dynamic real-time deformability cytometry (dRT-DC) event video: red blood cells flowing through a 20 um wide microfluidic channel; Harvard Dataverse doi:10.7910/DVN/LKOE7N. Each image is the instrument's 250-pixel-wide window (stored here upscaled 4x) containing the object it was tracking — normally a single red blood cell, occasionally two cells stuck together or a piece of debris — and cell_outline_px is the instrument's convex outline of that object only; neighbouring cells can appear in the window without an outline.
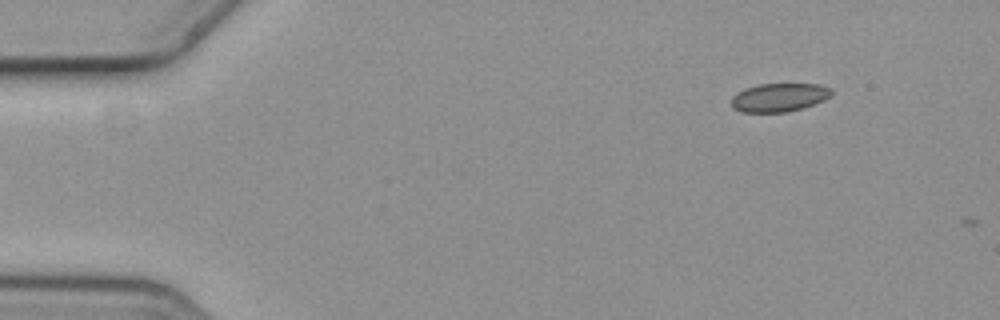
{"species": "common noctule bat (a hibernating species)", "species_latin": "Nyctalus noctula", "temperature_condition": "cold", "stored_images_in_passage": 4, "segment_of_instrument_passage": [2, 2], "camera_frame_rate_fps": 3000, "um_per_image_px": 0.085, "animal": {"sex": "female", "body_mass_g": 19.3, "forearm_length_mm": 54.1}, "frame": {"image": 1, "passage_image": 4, "time_ms": 1.0, "image_size_px": [1000, 320], "cell_outline_px": [[832, 96], [824, 100], [804, 108], [788, 112], [740, 112], [732, 108], [732, 96], [736, 92], [744, 88], [756, 84], [820, 84], [832, 88]], "centroid_in_image_um": [66.23, 8.28], "position_along_channel_um": 18.8, "area_um2": 16.94}}